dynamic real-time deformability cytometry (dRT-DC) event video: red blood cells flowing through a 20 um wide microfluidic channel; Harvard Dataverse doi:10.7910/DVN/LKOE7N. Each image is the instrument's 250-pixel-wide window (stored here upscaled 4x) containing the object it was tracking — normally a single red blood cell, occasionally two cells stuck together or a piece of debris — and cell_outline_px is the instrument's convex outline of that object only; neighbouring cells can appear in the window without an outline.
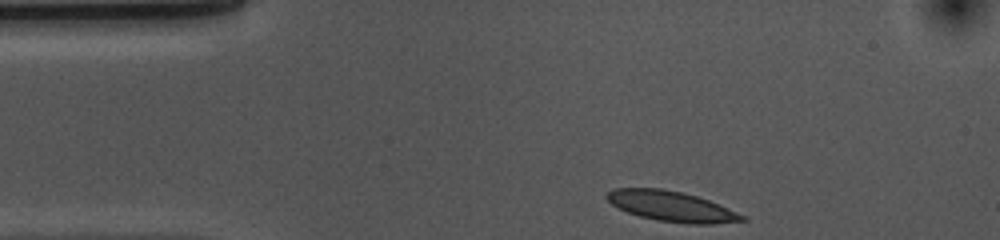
{"species": "common noctule bat (a hibernating species)", "species_latin": "Nyctalus noctula", "temperature_condition": "cold", "stored_images_in_passage": 34, "camera_frame_rate_fps": 3000, "um_per_image_px": 0.085, "animal": {"sex": "female", "body_mass_g": 10.0, "forearm_length_mm": 53.1}, "frame": {"image": 1, "passage_image": 1, "time_ms": 0.0, "image_size_px": [1000, 240], "cell_outline_px": [[748, 220], [712, 224], [688, 224], [660, 220], [640, 216], [616, 208], [604, 196], [612, 188], [660, 188], [680, 192], [696, 196], [708, 200], [736, 212], [744, 216]], "centroid_in_image_um": [57.03, 17.53], "position_along_channel_um": 28.0, "area_um2": 23.58}}
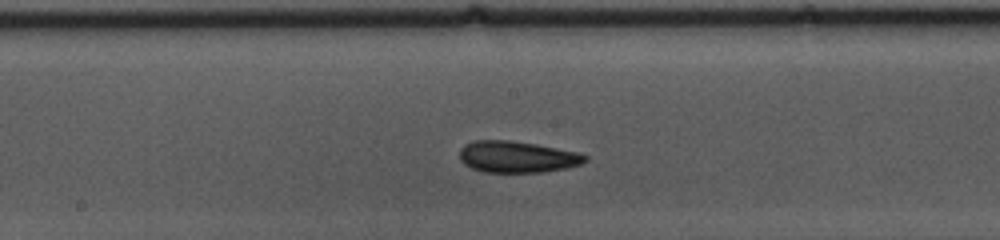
{"frame": {"image": 2, "passage_image": 19, "time_ms": 6.0, "image_size_px": [1000, 240], "cell_outline_px": [[588, 160], [580, 164], [568, 168], [540, 172], [484, 172], [472, 168], [464, 164], [460, 160], [460, 148], [464, 144], [476, 140], [508, 140], [536, 144], [580, 152], [588, 156]], "centroid_in_image_um": [43.97, 13.33], "position_along_channel_um": 204.2, "area_um2": 23.18}}
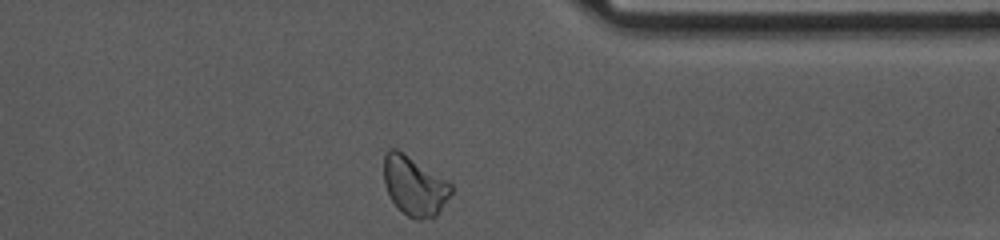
{"frame": {"image": 3, "passage_image": 34, "time_ms": 11.0, "image_size_px": [1000, 240], "cell_outline_px": [[452, 192], [436, 216], [420, 220], [416, 220], [408, 216], [392, 200], [384, 184], [384, 156], [388, 148], [396, 148], [404, 152], [452, 184]], "centroid_in_image_um": [35.21, 15.78], "position_along_channel_um": 376.2, "area_um2": 23.0}, "authors_computed_cell_mechanics": {"area_um2": 23.0911, "velocity_mm_per_s": 3.6377, "shape_relaxation_time_tau1_ms": 4.2329, "shape_relaxation_time_tau2_ms": 2.8385, "deformation_change_tau1": 0.1047, "deformation_change_tau2": 0.0876}}